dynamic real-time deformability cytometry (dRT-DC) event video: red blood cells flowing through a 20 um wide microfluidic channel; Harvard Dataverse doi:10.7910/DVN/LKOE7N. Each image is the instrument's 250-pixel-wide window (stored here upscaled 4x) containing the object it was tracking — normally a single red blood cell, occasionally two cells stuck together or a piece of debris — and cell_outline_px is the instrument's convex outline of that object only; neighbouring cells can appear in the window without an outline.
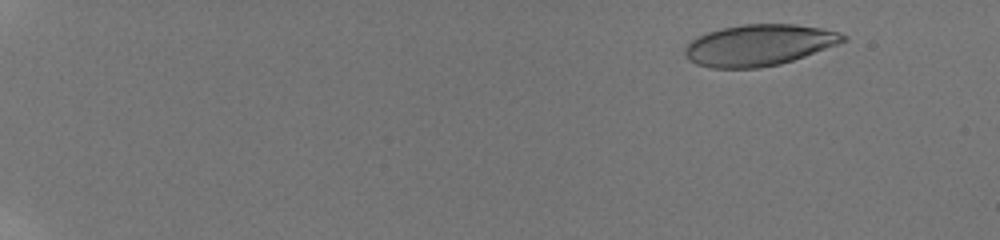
{"species": "human", "species_latin": "Homo sapiens", "temperature_condition": "room temperature", "stored_images_in_passage": 23, "camera_frame_rate_fps": 3000, "um_per_image_px": 0.085, "donor": {"sex": "male"}, "frame": {"image": 1, "passage_image": 4, "time_ms": 1.0, "image_size_px": [1000, 240], "cell_outline_px": [[848, 40], [804, 56], [780, 64], [760, 68], [712, 68], [696, 64], [688, 60], [684, 56], [684, 48], [692, 40], [708, 32], [724, 28], [744, 24], [796, 24], [820, 28], [840, 32], [848, 36]], "centroid_in_image_um": [64.51, 3.84], "position_along_channel_um": 20.5, "area_um2": 37.92}}
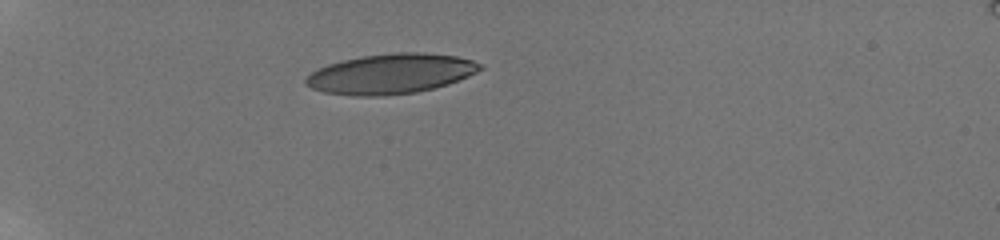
{"frame": {"image": 2, "passage_image": 15, "time_ms": 5.333, "image_size_px": [1000, 240], "cell_outline_px": [[484, 68], [468, 76], [448, 84], [416, 92], [384, 96], [352, 96], [324, 92], [312, 88], [304, 84], [304, 80], [312, 72], [328, 64], [344, 60], [364, 56], [392, 52], [424, 52], [456, 56], [472, 60], [480, 64]], "centroid_in_image_um": [33.21, 6.27], "position_along_channel_um": 51.8, "area_um2": 40.52}}
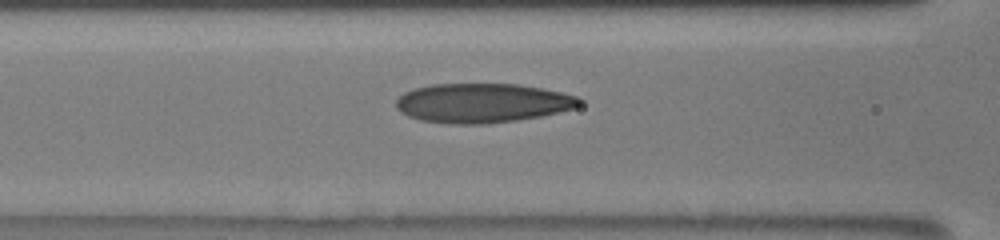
{"frame": {"image": 3, "passage_image": 22, "time_ms": 8.333, "image_size_px": [1000, 240], "cell_outline_px": [[584, 100], [580, 104], [572, 108], [540, 116], [516, 120], [484, 124], [448, 124], [420, 120], [408, 116], [400, 112], [396, 108], [396, 100], [404, 92], [416, 88], [432, 84], [516, 84], [540, 88], [560, 92], [576, 96]], "centroid_in_image_um": [40.95, 8.76], "position_along_channel_um": 125.6, "area_um2": 41.85}}